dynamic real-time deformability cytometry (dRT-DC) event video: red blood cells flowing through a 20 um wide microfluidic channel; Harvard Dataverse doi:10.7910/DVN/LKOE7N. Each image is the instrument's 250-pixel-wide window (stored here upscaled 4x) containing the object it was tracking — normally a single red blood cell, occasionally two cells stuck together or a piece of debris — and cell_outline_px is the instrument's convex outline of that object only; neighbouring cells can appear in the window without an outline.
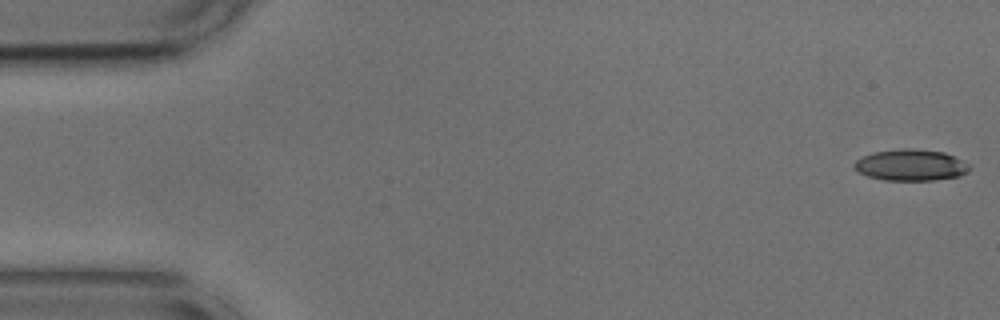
{"species": "common noctule bat (a hibernating species)", "species_latin": "Nyctalus noctula", "temperature_condition": "cold", "stored_images_in_passage": 53, "camera_frame_rate_fps": 3000, "um_per_image_px": 0.085, "animal": {"sex": "male", "body_mass_g": 17.9, "forearm_length_mm": 54.2}, "frame": {"image": 1, "passage_image": 1, "time_ms": 0.0, "image_size_px": [1000, 320], "cell_outline_px": [[972, 168], [960, 176], [932, 180], [884, 180], [868, 176], [856, 172], [852, 164], [856, 160], [864, 156], [876, 152], [904, 148], [912, 148], [944, 152], [972, 164]], "centroid_in_image_um": [77.44, 14.03], "position_along_channel_um": 7.6, "area_um2": 21.15}}
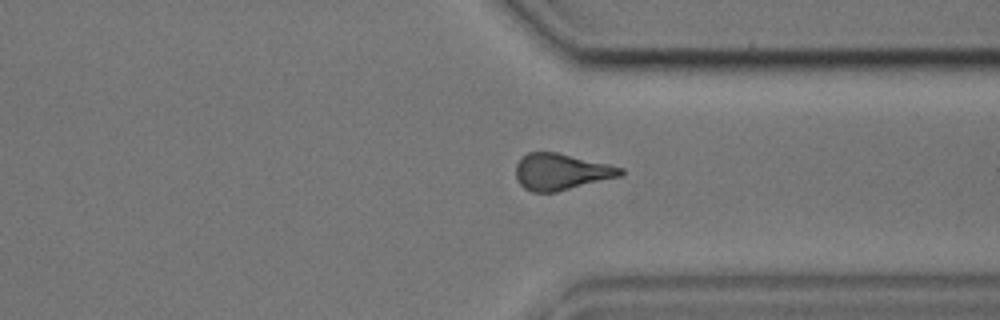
{"frame": {"image": 2, "passage_image": 40, "time_ms": 13.0, "image_size_px": [1000, 320], "cell_outline_px": [[624, 172], [620, 176], [556, 192], [532, 192], [524, 188], [516, 180], [516, 164], [528, 152], [556, 152], [608, 164], [624, 168]], "centroid_in_image_um": [47.68, 14.6], "position_along_channel_um": 363.7, "area_um2": 22.02}}
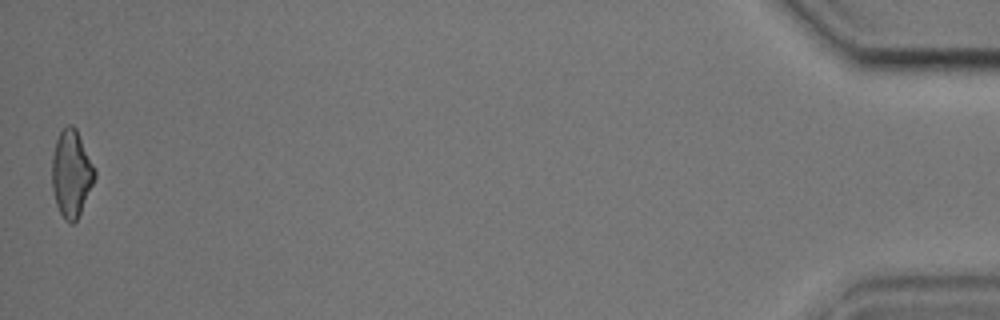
{"frame": {"image": 3, "passage_image": 53, "time_ms": 17.333, "image_size_px": [1000, 320], "cell_outline_px": [[96, 176], [80, 212], [76, 220], [72, 224], [68, 224], [64, 220], [56, 204], [52, 188], [52, 156], [56, 140], [60, 132], [68, 124], [72, 124], [76, 128], [96, 172]], "centroid_in_image_um": [6.05, 14.76], "position_along_channel_um": 429.2, "area_um2": 21.39}, "authors_computed_cell_mechanics": {"area_um2": 22.0796, "velocity_mm_per_s": 3.7136, "shape_relaxation_time_tau1_ms": 10.6567, "shape_relaxation_time_tau2_ms": 3.345, "deformation_change_tau1": 0.2343, "deformation_change_tau2": 0.1155}}